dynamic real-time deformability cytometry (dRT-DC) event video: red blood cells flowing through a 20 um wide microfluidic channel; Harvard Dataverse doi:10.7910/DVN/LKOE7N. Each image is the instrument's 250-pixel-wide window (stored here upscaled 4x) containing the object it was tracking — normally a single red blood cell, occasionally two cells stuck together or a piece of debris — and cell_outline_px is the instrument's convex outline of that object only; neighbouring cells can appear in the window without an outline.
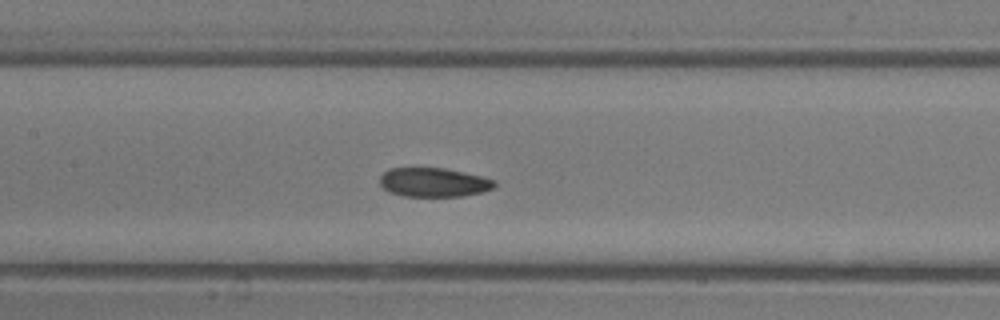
{"species": "common noctule bat (a hibernating species)", "species_latin": "Nyctalus noctula", "temperature_condition": "room temperature", "stored_images_in_passage": 34, "camera_frame_rate_fps": 3000, "um_per_image_px": 0.085, "animal": {"sex": "male", "body_mass_g": 13.3}, "frame": {"image": 1, "passage_image": 21, "time_ms": 6.667, "image_size_px": [1000, 320], "cell_outline_px": [[496, 188], [464, 196], [404, 196], [388, 192], [380, 184], [380, 176], [388, 168], [444, 168], [464, 172], [496, 180]], "centroid_in_image_um": [36.87, 15.5], "position_along_channel_um": 170.5, "area_um2": 19.48}}
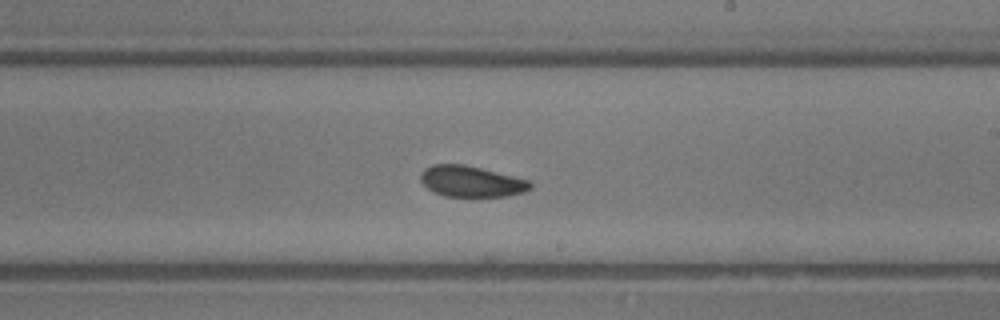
{"frame": {"image": 2, "passage_image": 26, "time_ms": 8.333, "image_size_px": [1000, 320], "cell_outline_px": [[532, 188], [524, 192], [508, 196], [444, 196], [432, 192], [420, 180], [420, 172], [424, 168], [432, 164], [464, 164], [528, 180], [532, 184]], "centroid_in_image_um": [40.02, 15.42], "position_along_channel_um": 249.0, "area_um2": 19.77}}